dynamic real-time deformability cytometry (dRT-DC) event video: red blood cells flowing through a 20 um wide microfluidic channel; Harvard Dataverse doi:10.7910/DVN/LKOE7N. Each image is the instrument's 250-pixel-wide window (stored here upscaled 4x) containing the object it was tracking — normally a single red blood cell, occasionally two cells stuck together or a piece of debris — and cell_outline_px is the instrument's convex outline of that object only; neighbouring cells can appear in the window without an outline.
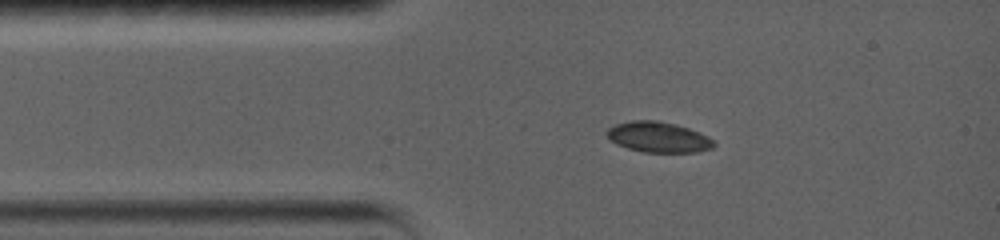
{"species": "common noctule bat (a hibernating species)", "species_latin": "Nyctalus noctula", "temperature_condition": "warm", "stored_images_in_passage": 12, "camera_frame_rate_fps": 5000, "um_per_image_px": 0.085, "animal": {"sex": "female", "body_mass_g": 19.0, "forearm_length_mm": 56.7}, "frame": {"image": 1, "passage_image": 1, "time_ms": 0.0, "image_size_px": [1000, 240], "cell_outline_px": [[716, 144], [712, 148], [696, 152], [644, 152], [628, 148], [616, 144], [604, 132], [608, 128], [616, 124], [632, 120], [660, 120], [676, 124], [700, 132], [716, 140]], "centroid_in_image_um": [55.99, 11.64], "position_along_channel_um": 29.0, "area_um2": 19.19}}
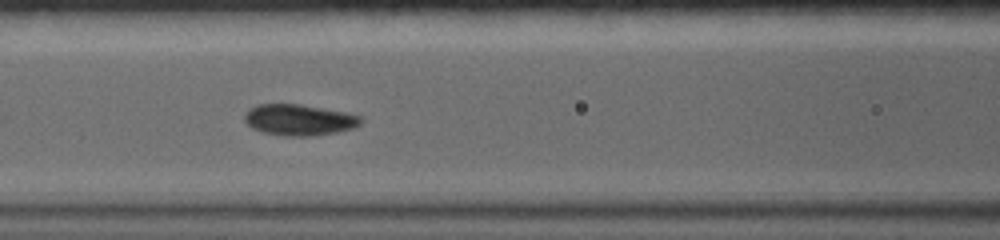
{"frame": {"image": 2, "passage_image": 6, "time_ms": 3.6, "image_size_px": [1000, 240], "cell_outline_px": [[364, 120], [360, 124], [352, 128], [336, 132], [312, 136], [284, 136], [260, 132], [252, 128], [244, 120], [244, 112], [248, 108], [256, 104], [300, 104], [344, 112], [360, 116]], "centroid_in_image_um": [25.37, 10.19], "position_along_channel_um": 141.2, "area_um2": 21.21}}
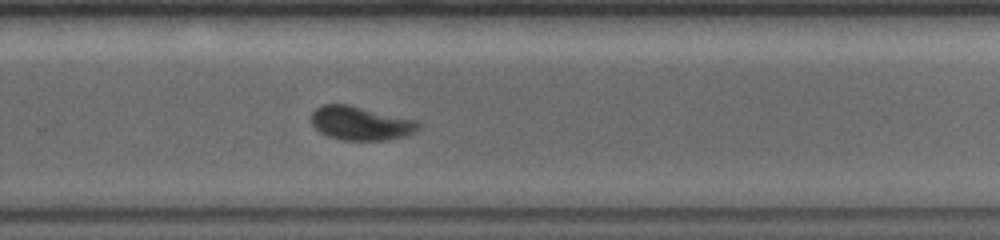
{"frame": {"image": 3, "passage_image": 12, "time_ms": 8.0, "image_size_px": [1000, 240], "cell_outline_px": [[420, 128], [416, 132], [408, 136], [388, 140], [344, 140], [328, 136], [320, 132], [312, 124], [312, 112], [316, 108], [324, 104], [348, 104], [420, 120]], "centroid_in_image_um": [30.74, 10.47], "position_along_channel_um": 299.1, "area_um2": 21.44}}